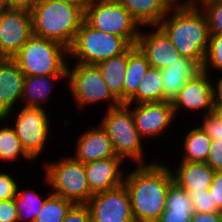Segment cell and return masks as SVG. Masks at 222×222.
Wrapping results in <instances>:
<instances>
[{
	"label": "cell",
	"instance_id": "9",
	"mask_svg": "<svg viewBox=\"0 0 222 222\" xmlns=\"http://www.w3.org/2000/svg\"><path fill=\"white\" fill-rule=\"evenodd\" d=\"M75 65L72 69L68 66L66 79L79 108L102 100L110 102L107 109L121 104L108 89L97 65L82 63Z\"/></svg>",
	"mask_w": 222,
	"mask_h": 222
},
{
	"label": "cell",
	"instance_id": "30",
	"mask_svg": "<svg viewBox=\"0 0 222 222\" xmlns=\"http://www.w3.org/2000/svg\"><path fill=\"white\" fill-rule=\"evenodd\" d=\"M165 209L172 212H194L189 193L176 183L167 192Z\"/></svg>",
	"mask_w": 222,
	"mask_h": 222
},
{
	"label": "cell",
	"instance_id": "5",
	"mask_svg": "<svg viewBox=\"0 0 222 222\" xmlns=\"http://www.w3.org/2000/svg\"><path fill=\"white\" fill-rule=\"evenodd\" d=\"M100 125L111 140L114 152L122 160L132 159L138 165H145L142 137L136 128L130 106L121 103L118 107L106 109Z\"/></svg>",
	"mask_w": 222,
	"mask_h": 222
},
{
	"label": "cell",
	"instance_id": "40",
	"mask_svg": "<svg viewBox=\"0 0 222 222\" xmlns=\"http://www.w3.org/2000/svg\"><path fill=\"white\" fill-rule=\"evenodd\" d=\"M194 212H172L165 209L157 222H190Z\"/></svg>",
	"mask_w": 222,
	"mask_h": 222
},
{
	"label": "cell",
	"instance_id": "12",
	"mask_svg": "<svg viewBox=\"0 0 222 222\" xmlns=\"http://www.w3.org/2000/svg\"><path fill=\"white\" fill-rule=\"evenodd\" d=\"M91 222H135L129 193L124 183L91 196L86 203Z\"/></svg>",
	"mask_w": 222,
	"mask_h": 222
},
{
	"label": "cell",
	"instance_id": "21",
	"mask_svg": "<svg viewBox=\"0 0 222 222\" xmlns=\"http://www.w3.org/2000/svg\"><path fill=\"white\" fill-rule=\"evenodd\" d=\"M140 26H155L165 17L170 7L164 0H117Z\"/></svg>",
	"mask_w": 222,
	"mask_h": 222
},
{
	"label": "cell",
	"instance_id": "8",
	"mask_svg": "<svg viewBox=\"0 0 222 222\" xmlns=\"http://www.w3.org/2000/svg\"><path fill=\"white\" fill-rule=\"evenodd\" d=\"M45 181L52 187L53 194L86 204L93 195L86 179L84 163L72 157L45 164Z\"/></svg>",
	"mask_w": 222,
	"mask_h": 222
},
{
	"label": "cell",
	"instance_id": "25",
	"mask_svg": "<svg viewBox=\"0 0 222 222\" xmlns=\"http://www.w3.org/2000/svg\"><path fill=\"white\" fill-rule=\"evenodd\" d=\"M183 148L184 156L182 161L186 162H205L209 156L211 139L201 126L192 128L186 133Z\"/></svg>",
	"mask_w": 222,
	"mask_h": 222
},
{
	"label": "cell",
	"instance_id": "16",
	"mask_svg": "<svg viewBox=\"0 0 222 222\" xmlns=\"http://www.w3.org/2000/svg\"><path fill=\"white\" fill-rule=\"evenodd\" d=\"M25 75L13 59L0 58V117L7 120L17 101H21Z\"/></svg>",
	"mask_w": 222,
	"mask_h": 222
},
{
	"label": "cell",
	"instance_id": "10",
	"mask_svg": "<svg viewBox=\"0 0 222 222\" xmlns=\"http://www.w3.org/2000/svg\"><path fill=\"white\" fill-rule=\"evenodd\" d=\"M32 35L30 7L5 8L0 18V58L13 59Z\"/></svg>",
	"mask_w": 222,
	"mask_h": 222
},
{
	"label": "cell",
	"instance_id": "2",
	"mask_svg": "<svg viewBox=\"0 0 222 222\" xmlns=\"http://www.w3.org/2000/svg\"><path fill=\"white\" fill-rule=\"evenodd\" d=\"M200 7L170 8L158 26L181 57L195 60L202 67L211 33L207 16ZM170 12H173L172 16Z\"/></svg>",
	"mask_w": 222,
	"mask_h": 222
},
{
	"label": "cell",
	"instance_id": "43",
	"mask_svg": "<svg viewBox=\"0 0 222 222\" xmlns=\"http://www.w3.org/2000/svg\"><path fill=\"white\" fill-rule=\"evenodd\" d=\"M37 0H11V7H31Z\"/></svg>",
	"mask_w": 222,
	"mask_h": 222
},
{
	"label": "cell",
	"instance_id": "20",
	"mask_svg": "<svg viewBox=\"0 0 222 222\" xmlns=\"http://www.w3.org/2000/svg\"><path fill=\"white\" fill-rule=\"evenodd\" d=\"M173 172L174 183L184 190L206 191L215 171L205 162L182 161Z\"/></svg>",
	"mask_w": 222,
	"mask_h": 222
},
{
	"label": "cell",
	"instance_id": "1",
	"mask_svg": "<svg viewBox=\"0 0 222 222\" xmlns=\"http://www.w3.org/2000/svg\"><path fill=\"white\" fill-rule=\"evenodd\" d=\"M173 183L172 170L156 162L137 165L124 177L135 222L158 221L165 210L167 192Z\"/></svg>",
	"mask_w": 222,
	"mask_h": 222
},
{
	"label": "cell",
	"instance_id": "36",
	"mask_svg": "<svg viewBox=\"0 0 222 222\" xmlns=\"http://www.w3.org/2000/svg\"><path fill=\"white\" fill-rule=\"evenodd\" d=\"M206 163L215 171H222V141L211 140Z\"/></svg>",
	"mask_w": 222,
	"mask_h": 222
},
{
	"label": "cell",
	"instance_id": "45",
	"mask_svg": "<svg viewBox=\"0 0 222 222\" xmlns=\"http://www.w3.org/2000/svg\"><path fill=\"white\" fill-rule=\"evenodd\" d=\"M212 113L222 122V103L221 102H215Z\"/></svg>",
	"mask_w": 222,
	"mask_h": 222
},
{
	"label": "cell",
	"instance_id": "26",
	"mask_svg": "<svg viewBox=\"0 0 222 222\" xmlns=\"http://www.w3.org/2000/svg\"><path fill=\"white\" fill-rule=\"evenodd\" d=\"M163 101V82L161 70L150 67L142 79L138 92L126 103L133 104Z\"/></svg>",
	"mask_w": 222,
	"mask_h": 222
},
{
	"label": "cell",
	"instance_id": "18",
	"mask_svg": "<svg viewBox=\"0 0 222 222\" xmlns=\"http://www.w3.org/2000/svg\"><path fill=\"white\" fill-rule=\"evenodd\" d=\"M77 142L76 153L73 158L84 164L117 157L111 140L101 125L83 132Z\"/></svg>",
	"mask_w": 222,
	"mask_h": 222
},
{
	"label": "cell",
	"instance_id": "48",
	"mask_svg": "<svg viewBox=\"0 0 222 222\" xmlns=\"http://www.w3.org/2000/svg\"><path fill=\"white\" fill-rule=\"evenodd\" d=\"M4 10H5V7L0 4V18H1V15H2Z\"/></svg>",
	"mask_w": 222,
	"mask_h": 222
},
{
	"label": "cell",
	"instance_id": "15",
	"mask_svg": "<svg viewBox=\"0 0 222 222\" xmlns=\"http://www.w3.org/2000/svg\"><path fill=\"white\" fill-rule=\"evenodd\" d=\"M150 27L155 30L145 34L141 31L136 46L145 55L151 67L162 69L171 66L181 57L180 53L158 25Z\"/></svg>",
	"mask_w": 222,
	"mask_h": 222
},
{
	"label": "cell",
	"instance_id": "33",
	"mask_svg": "<svg viewBox=\"0 0 222 222\" xmlns=\"http://www.w3.org/2000/svg\"><path fill=\"white\" fill-rule=\"evenodd\" d=\"M189 193V197L192 201L194 212L209 213V212H220L217 208L216 202L213 201L212 195L209 190L196 191L186 190Z\"/></svg>",
	"mask_w": 222,
	"mask_h": 222
},
{
	"label": "cell",
	"instance_id": "32",
	"mask_svg": "<svg viewBox=\"0 0 222 222\" xmlns=\"http://www.w3.org/2000/svg\"><path fill=\"white\" fill-rule=\"evenodd\" d=\"M211 67L222 71V35H210L202 71L209 73Z\"/></svg>",
	"mask_w": 222,
	"mask_h": 222
},
{
	"label": "cell",
	"instance_id": "4",
	"mask_svg": "<svg viewBox=\"0 0 222 222\" xmlns=\"http://www.w3.org/2000/svg\"><path fill=\"white\" fill-rule=\"evenodd\" d=\"M65 55L69 49L64 45L32 35L13 60L25 76L67 75Z\"/></svg>",
	"mask_w": 222,
	"mask_h": 222
},
{
	"label": "cell",
	"instance_id": "3",
	"mask_svg": "<svg viewBox=\"0 0 222 222\" xmlns=\"http://www.w3.org/2000/svg\"><path fill=\"white\" fill-rule=\"evenodd\" d=\"M85 6L37 0L30 7L33 35L56 41L69 49L85 20Z\"/></svg>",
	"mask_w": 222,
	"mask_h": 222
},
{
	"label": "cell",
	"instance_id": "22",
	"mask_svg": "<svg viewBox=\"0 0 222 222\" xmlns=\"http://www.w3.org/2000/svg\"><path fill=\"white\" fill-rule=\"evenodd\" d=\"M151 65L136 45L128 48V64L123 84V103H127L137 92L144 75Z\"/></svg>",
	"mask_w": 222,
	"mask_h": 222
},
{
	"label": "cell",
	"instance_id": "24",
	"mask_svg": "<svg viewBox=\"0 0 222 222\" xmlns=\"http://www.w3.org/2000/svg\"><path fill=\"white\" fill-rule=\"evenodd\" d=\"M59 78H67V75L25 76L21 96V101L24 100L25 104L22 106L44 108L42 104L46 101L50 92H52V85H54Z\"/></svg>",
	"mask_w": 222,
	"mask_h": 222
},
{
	"label": "cell",
	"instance_id": "37",
	"mask_svg": "<svg viewBox=\"0 0 222 222\" xmlns=\"http://www.w3.org/2000/svg\"><path fill=\"white\" fill-rule=\"evenodd\" d=\"M62 222H91L88 206L75 203Z\"/></svg>",
	"mask_w": 222,
	"mask_h": 222
},
{
	"label": "cell",
	"instance_id": "14",
	"mask_svg": "<svg viewBox=\"0 0 222 222\" xmlns=\"http://www.w3.org/2000/svg\"><path fill=\"white\" fill-rule=\"evenodd\" d=\"M209 73L202 71L189 80L172 102L174 114L182 108L203 110V116L212 113L215 103V85L209 80Z\"/></svg>",
	"mask_w": 222,
	"mask_h": 222
},
{
	"label": "cell",
	"instance_id": "13",
	"mask_svg": "<svg viewBox=\"0 0 222 222\" xmlns=\"http://www.w3.org/2000/svg\"><path fill=\"white\" fill-rule=\"evenodd\" d=\"M127 105L130 106L136 128L143 139L162 135L172 124L173 118H176L170 101L136 104L134 108H131V104Z\"/></svg>",
	"mask_w": 222,
	"mask_h": 222
},
{
	"label": "cell",
	"instance_id": "38",
	"mask_svg": "<svg viewBox=\"0 0 222 222\" xmlns=\"http://www.w3.org/2000/svg\"><path fill=\"white\" fill-rule=\"evenodd\" d=\"M0 222H19L14 198L0 201Z\"/></svg>",
	"mask_w": 222,
	"mask_h": 222
},
{
	"label": "cell",
	"instance_id": "19",
	"mask_svg": "<svg viewBox=\"0 0 222 222\" xmlns=\"http://www.w3.org/2000/svg\"><path fill=\"white\" fill-rule=\"evenodd\" d=\"M163 101L173 102L183 86L202 72V67L189 58L180 57L171 66L162 68Z\"/></svg>",
	"mask_w": 222,
	"mask_h": 222
},
{
	"label": "cell",
	"instance_id": "35",
	"mask_svg": "<svg viewBox=\"0 0 222 222\" xmlns=\"http://www.w3.org/2000/svg\"><path fill=\"white\" fill-rule=\"evenodd\" d=\"M17 183L7 172H0V201L16 197Z\"/></svg>",
	"mask_w": 222,
	"mask_h": 222
},
{
	"label": "cell",
	"instance_id": "39",
	"mask_svg": "<svg viewBox=\"0 0 222 222\" xmlns=\"http://www.w3.org/2000/svg\"><path fill=\"white\" fill-rule=\"evenodd\" d=\"M209 193L213 201L216 202L217 208L222 209V171L214 173L212 184L209 187Z\"/></svg>",
	"mask_w": 222,
	"mask_h": 222
},
{
	"label": "cell",
	"instance_id": "44",
	"mask_svg": "<svg viewBox=\"0 0 222 222\" xmlns=\"http://www.w3.org/2000/svg\"><path fill=\"white\" fill-rule=\"evenodd\" d=\"M215 85V102L222 103V77L217 80Z\"/></svg>",
	"mask_w": 222,
	"mask_h": 222
},
{
	"label": "cell",
	"instance_id": "28",
	"mask_svg": "<svg viewBox=\"0 0 222 222\" xmlns=\"http://www.w3.org/2000/svg\"><path fill=\"white\" fill-rule=\"evenodd\" d=\"M75 203L51 194L42 206L34 222H62Z\"/></svg>",
	"mask_w": 222,
	"mask_h": 222
},
{
	"label": "cell",
	"instance_id": "31",
	"mask_svg": "<svg viewBox=\"0 0 222 222\" xmlns=\"http://www.w3.org/2000/svg\"><path fill=\"white\" fill-rule=\"evenodd\" d=\"M205 12L211 35H222V0H200Z\"/></svg>",
	"mask_w": 222,
	"mask_h": 222
},
{
	"label": "cell",
	"instance_id": "7",
	"mask_svg": "<svg viewBox=\"0 0 222 222\" xmlns=\"http://www.w3.org/2000/svg\"><path fill=\"white\" fill-rule=\"evenodd\" d=\"M130 46L123 37L96 30L84 20L69 48V58H76V63L97 65L124 53Z\"/></svg>",
	"mask_w": 222,
	"mask_h": 222
},
{
	"label": "cell",
	"instance_id": "17",
	"mask_svg": "<svg viewBox=\"0 0 222 222\" xmlns=\"http://www.w3.org/2000/svg\"><path fill=\"white\" fill-rule=\"evenodd\" d=\"M122 162L119 157H109L84 164L87 183L93 195L114 189L124 183L120 169Z\"/></svg>",
	"mask_w": 222,
	"mask_h": 222
},
{
	"label": "cell",
	"instance_id": "46",
	"mask_svg": "<svg viewBox=\"0 0 222 222\" xmlns=\"http://www.w3.org/2000/svg\"><path fill=\"white\" fill-rule=\"evenodd\" d=\"M56 1L66 2L75 5H86L88 2V0H56Z\"/></svg>",
	"mask_w": 222,
	"mask_h": 222
},
{
	"label": "cell",
	"instance_id": "29",
	"mask_svg": "<svg viewBox=\"0 0 222 222\" xmlns=\"http://www.w3.org/2000/svg\"><path fill=\"white\" fill-rule=\"evenodd\" d=\"M25 160H33L21 145L20 139L16 135L13 126L0 128V160L12 161L19 156Z\"/></svg>",
	"mask_w": 222,
	"mask_h": 222
},
{
	"label": "cell",
	"instance_id": "34",
	"mask_svg": "<svg viewBox=\"0 0 222 222\" xmlns=\"http://www.w3.org/2000/svg\"><path fill=\"white\" fill-rule=\"evenodd\" d=\"M202 119L200 126L210 139L222 141V122L213 113L206 114Z\"/></svg>",
	"mask_w": 222,
	"mask_h": 222
},
{
	"label": "cell",
	"instance_id": "23",
	"mask_svg": "<svg viewBox=\"0 0 222 222\" xmlns=\"http://www.w3.org/2000/svg\"><path fill=\"white\" fill-rule=\"evenodd\" d=\"M128 49L97 64L103 80L113 96L123 103V84L127 71Z\"/></svg>",
	"mask_w": 222,
	"mask_h": 222
},
{
	"label": "cell",
	"instance_id": "41",
	"mask_svg": "<svg viewBox=\"0 0 222 222\" xmlns=\"http://www.w3.org/2000/svg\"><path fill=\"white\" fill-rule=\"evenodd\" d=\"M190 222H222V215L220 212H194L190 219Z\"/></svg>",
	"mask_w": 222,
	"mask_h": 222
},
{
	"label": "cell",
	"instance_id": "6",
	"mask_svg": "<svg viewBox=\"0 0 222 222\" xmlns=\"http://www.w3.org/2000/svg\"><path fill=\"white\" fill-rule=\"evenodd\" d=\"M85 21L96 30L123 37L130 45H136L140 25L117 0H88Z\"/></svg>",
	"mask_w": 222,
	"mask_h": 222
},
{
	"label": "cell",
	"instance_id": "11",
	"mask_svg": "<svg viewBox=\"0 0 222 222\" xmlns=\"http://www.w3.org/2000/svg\"><path fill=\"white\" fill-rule=\"evenodd\" d=\"M13 127L27 154L36 159L47 142L50 119L45 108L22 107Z\"/></svg>",
	"mask_w": 222,
	"mask_h": 222
},
{
	"label": "cell",
	"instance_id": "27",
	"mask_svg": "<svg viewBox=\"0 0 222 222\" xmlns=\"http://www.w3.org/2000/svg\"><path fill=\"white\" fill-rule=\"evenodd\" d=\"M51 194L52 192L43 200V197H40L41 195H38L33 190L19 191V187H17L14 200L19 222L28 219L30 220L29 222H34L38 212Z\"/></svg>",
	"mask_w": 222,
	"mask_h": 222
},
{
	"label": "cell",
	"instance_id": "42",
	"mask_svg": "<svg viewBox=\"0 0 222 222\" xmlns=\"http://www.w3.org/2000/svg\"><path fill=\"white\" fill-rule=\"evenodd\" d=\"M166 2V4L170 7V8H179V7H194V6H198L200 0H186V1H181V0H164ZM180 1L182 3H180Z\"/></svg>",
	"mask_w": 222,
	"mask_h": 222
},
{
	"label": "cell",
	"instance_id": "47",
	"mask_svg": "<svg viewBox=\"0 0 222 222\" xmlns=\"http://www.w3.org/2000/svg\"><path fill=\"white\" fill-rule=\"evenodd\" d=\"M0 4L4 6L5 8L11 7V0H0Z\"/></svg>",
	"mask_w": 222,
	"mask_h": 222
}]
</instances>
